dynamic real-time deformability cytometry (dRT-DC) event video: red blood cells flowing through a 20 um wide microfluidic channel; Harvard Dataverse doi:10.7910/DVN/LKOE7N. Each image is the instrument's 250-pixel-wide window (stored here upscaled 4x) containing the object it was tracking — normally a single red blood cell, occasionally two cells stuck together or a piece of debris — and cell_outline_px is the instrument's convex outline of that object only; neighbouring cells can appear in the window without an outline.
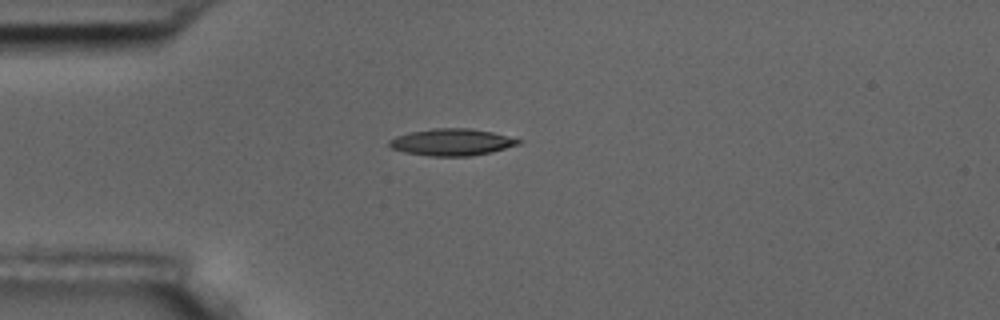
{"species": "common noctule bat (a hibernating species)", "species_latin": "Nyctalus noctula", "temperature_condition": "room temperature", "stored_images_in_passage": 42, "camera_frame_rate_fps": 3000, "um_per_image_px": 0.085, "animal": {"sex": "male", "body_mass_g": 17.5, "forearm_length_mm": 52.3}, "frame": {"image": 1, "passage_image": 1, "time_ms": 0.0, "image_size_px": [1000, 320], "cell_outline_px": [[524, 140], [520, 144], [492, 152], [472, 156], [428, 156], [404, 152], [392, 148], [388, 144], [388, 140], [396, 136], [408, 132], [432, 128], [472, 128], [492, 132]], "centroid_in_image_um": [38.41, 12.08], "position_along_channel_um": 46.6, "area_um2": 20.46}}
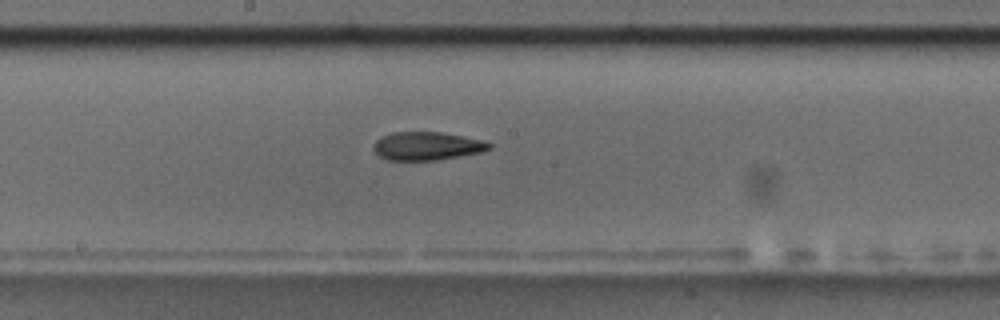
{"frame": {"image": 2, "passage_image": 16, "time_ms": 5.0, "image_size_px": [1000, 320], "cell_outline_px": [[492, 148], [480, 152], [436, 160], [388, 160], [380, 156], [372, 148], [372, 144], [380, 136], [392, 132], [440, 132], [484, 140], [492, 144]], "centroid_in_image_um": [36.26, 12.4], "position_along_channel_um": 211.9, "area_um2": 19.07}}
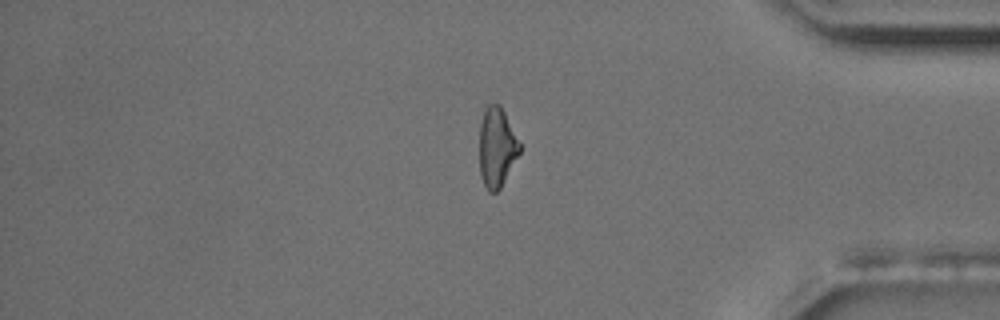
{"frame": {"image": 3, "passage_image": 33, "time_ms": 10.667, "image_size_px": [1000, 320], "cell_outline_px": [[520, 152], [500, 188], [496, 192], [488, 192], [480, 176], [480, 124], [484, 112], [488, 104], [500, 104], [520, 144]], "centroid_in_image_um": [42.21, 12.54], "position_along_channel_um": 393.0, "area_um2": 18.32}, "authors_computed_cell_mechanics": {"area_um2": 19.7098, "velocity_mm_per_s": 3.6303, "shape_relaxation_time_tau1_ms": 6.912, "shape_relaxation_time_tau2_ms": 5.3207, "deformation_change_tau1": 0.1819, "deformation_change_tau2": 0.1546}}